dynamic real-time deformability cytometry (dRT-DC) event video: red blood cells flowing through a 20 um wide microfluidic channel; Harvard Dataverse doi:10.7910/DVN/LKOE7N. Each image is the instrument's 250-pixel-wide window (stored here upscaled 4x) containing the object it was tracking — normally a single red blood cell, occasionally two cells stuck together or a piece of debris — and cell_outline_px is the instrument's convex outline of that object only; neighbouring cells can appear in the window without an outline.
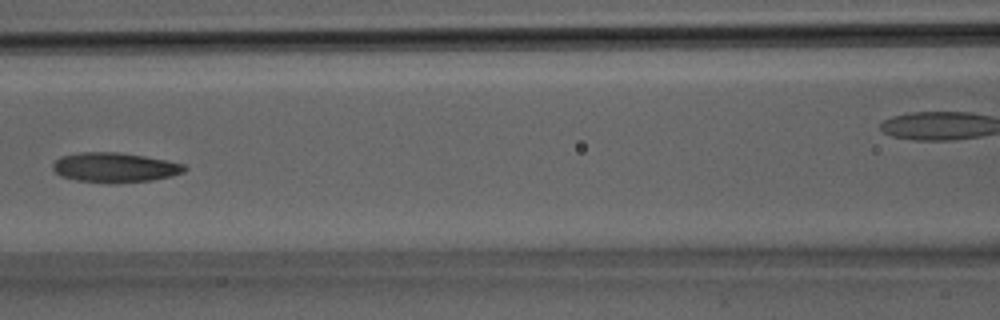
{"species": "Egyptian fruit bat (a non-hibernating species)", "species_latin": "Rousettus aegyptiacus", "temperature_condition": "room temperature", "stored_images_in_passage": 16, "camera_frame_rate_fps": 3000, "um_per_image_px": 0.085, "animal": {"sex": "male"}, "frame": {"image": 1, "passage_image": 12, "time_ms": 3.667, "image_size_px": [1000, 320], "cell_outline_px": [[188, 168], [184, 172], [172, 176], [152, 180], [108, 184], [76, 180], [60, 176], [52, 168], [52, 164], [60, 156], [80, 152], [116, 152], [144, 156], [168, 160], [184, 164]], "centroid_in_image_um": [9.76, 14.24], "position_along_channel_um": 156.8, "area_um2": 23.06}}